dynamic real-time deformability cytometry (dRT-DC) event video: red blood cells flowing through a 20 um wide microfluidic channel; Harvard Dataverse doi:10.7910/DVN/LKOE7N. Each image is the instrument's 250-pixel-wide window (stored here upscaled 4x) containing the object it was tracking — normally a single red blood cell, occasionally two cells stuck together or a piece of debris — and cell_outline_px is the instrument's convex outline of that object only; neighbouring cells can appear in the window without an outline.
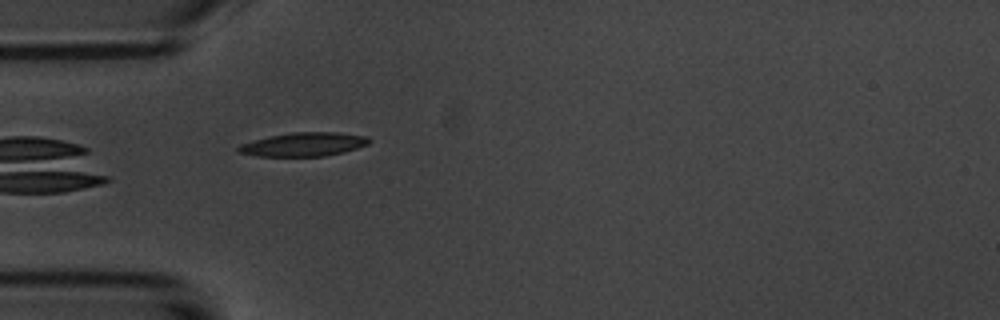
{"species": "common noctule bat (a hibernating species)", "species_latin": "Nyctalus noctula", "temperature_condition": "room temperature", "stored_images_in_passage": 5, "camera_frame_rate_fps": 3000, "um_per_image_px": 0.085, "animal": {"sex": "male", "body_mass_g": 20.1, "forearm_length_mm": 53.5}, "frame": {"image": 1, "passage_image": 5, "time_ms": 4.667, "image_size_px": [1000, 320], "cell_outline_px": [[372, 140], [368, 144], [344, 152], [324, 156], [256, 156], [240, 152], [236, 148], [240, 144], [252, 140], [268, 136], [292, 132], [336, 132], [368, 136]], "centroid_in_image_um": [25.82, 12.26], "position_along_channel_um": 59.2, "area_um2": 18.15}}